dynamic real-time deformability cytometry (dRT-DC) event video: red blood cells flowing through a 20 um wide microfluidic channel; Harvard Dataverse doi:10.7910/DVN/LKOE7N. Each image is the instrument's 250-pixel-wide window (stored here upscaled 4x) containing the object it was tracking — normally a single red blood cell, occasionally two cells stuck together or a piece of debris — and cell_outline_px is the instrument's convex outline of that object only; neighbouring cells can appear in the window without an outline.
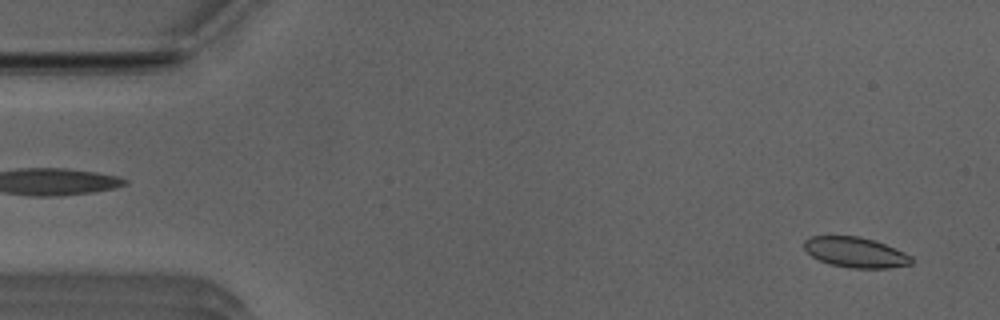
{"species": "Egyptian fruit bat (a non-hibernating species)", "species_latin": "Rousettus aegyptiacus", "temperature_condition": "room temperature", "stored_images_in_passage": 52, "segment_of_instrument_passage": [1, 2], "camera_frame_rate_fps": 3000, "um_per_image_px": 0.085, "animal": {"sex": "male"}, "frame": {"image": 1, "passage_image": 2, "time_ms": 0.333, "image_size_px": [1000, 320], "cell_outline_px": [[912, 264], [888, 268], [848, 268], [828, 264], [812, 256], [804, 248], [804, 240], [812, 236], [856, 236], [872, 240], [884, 244], [904, 252], [912, 256]], "centroid_in_image_um": [72.71, 21.46], "position_along_channel_um": 12.3, "area_um2": 18.84}}
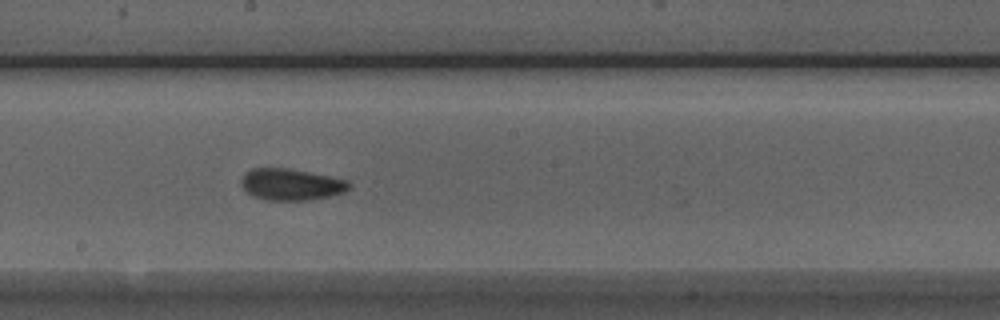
{"frame": {"image": 2, "passage_image": 27, "time_ms": 8.667, "image_size_px": [1000, 320], "cell_outline_px": [[352, 188], [344, 192], [332, 196], [308, 200], [268, 200], [252, 196], [240, 184], [240, 180], [244, 172], [252, 168], [288, 168], [348, 180], [352, 184]], "centroid_in_image_um": [24.75, 15.68], "position_along_channel_um": 223.4, "area_um2": 20.0}}
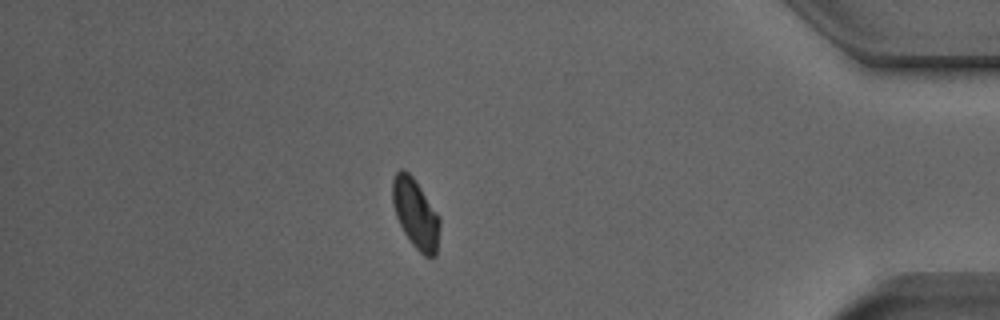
{"frame": {"image": 3, "passage_image": 44, "time_ms": 14.333, "image_size_px": [1000, 320], "cell_outline_px": [[440, 224], [436, 256], [424, 256], [412, 244], [404, 232], [396, 216], [392, 204], [392, 180], [396, 172], [400, 168], [404, 168], [412, 176], [440, 216]], "centroid_in_image_um": [35.32, 18.14], "position_along_channel_um": 399.9, "area_um2": 19.13}}